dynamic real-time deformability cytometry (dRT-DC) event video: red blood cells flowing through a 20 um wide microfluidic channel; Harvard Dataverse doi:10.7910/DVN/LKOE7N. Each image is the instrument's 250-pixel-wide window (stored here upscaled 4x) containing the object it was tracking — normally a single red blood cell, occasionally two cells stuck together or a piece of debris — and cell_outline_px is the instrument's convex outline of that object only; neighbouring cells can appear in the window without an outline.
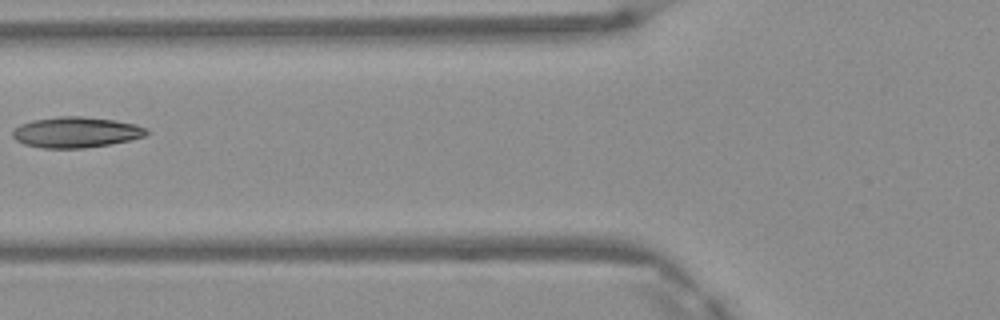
{"species": "Egyptian fruit bat (a non-hibernating species)", "species_latin": "Rousettus aegyptiacus", "temperature_condition": "warm", "stored_images_in_passage": 6, "camera_frame_rate_fps": 3000, "um_per_image_px": 0.085, "frame": {"image": 1, "passage_image": 6, "time_ms": 1.667, "image_size_px": [1000, 320], "cell_outline_px": [[148, 132], [144, 136], [128, 140], [108, 144], [84, 148], [40, 148], [24, 144], [16, 140], [12, 136], [12, 132], [20, 124], [32, 120], [56, 116], [80, 116], [112, 120], [136, 124], [148, 128]], "centroid_in_image_um": [6.43, 11.24], "position_along_channel_um": 119.4, "area_um2": 23.87}}